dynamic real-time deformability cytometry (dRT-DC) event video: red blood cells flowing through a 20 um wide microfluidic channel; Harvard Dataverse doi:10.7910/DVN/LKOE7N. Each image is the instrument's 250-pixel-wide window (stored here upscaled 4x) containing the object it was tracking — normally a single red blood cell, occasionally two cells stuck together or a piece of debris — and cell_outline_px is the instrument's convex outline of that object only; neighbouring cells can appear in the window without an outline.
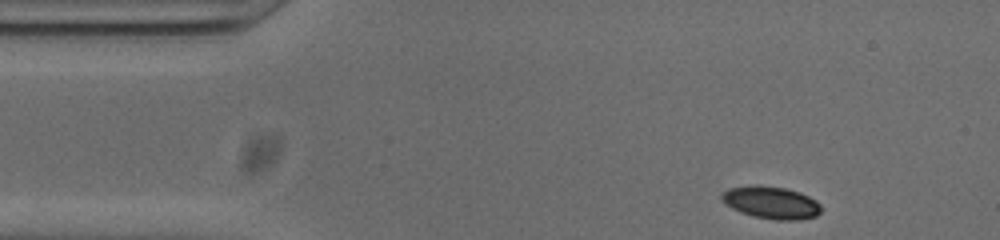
{"species": "common noctule bat (a hibernating species)", "species_latin": "Nyctalus noctula", "temperature_condition": "cold", "stored_images_in_passage": 47, "camera_frame_rate_fps": 3000, "um_per_image_px": 0.085, "animal": {"sex": "male", "body_mass_g": 20.0, "forearm_length_mm": 53.3}, "frame": {"image": 1, "passage_image": 1, "time_ms": 0.0, "image_size_px": [1000, 240], "cell_outline_px": [[820, 212], [816, 216], [800, 220], [776, 220], [756, 216], [740, 212], [732, 208], [720, 200], [720, 196], [728, 188], [756, 184], [784, 188], [800, 192], [816, 200], [820, 204]], "centroid_in_image_um": [65.54, 17.21], "position_along_channel_um": 19.5, "area_um2": 18.79}}
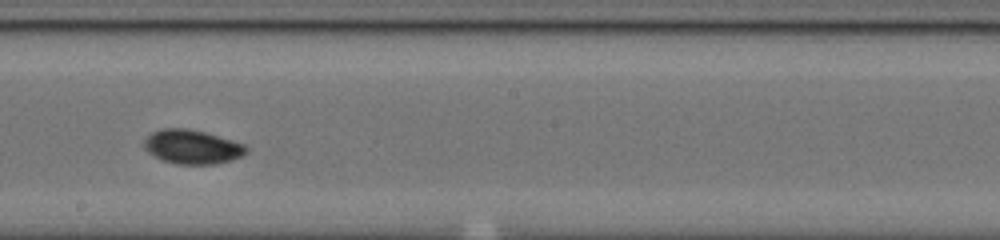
{"frame": {"image": 2, "passage_image": 23, "time_ms": 7.333, "image_size_px": [1000, 240], "cell_outline_px": [[248, 152], [240, 156], [216, 164], [176, 164], [160, 160], [148, 152], [144, 148], [144, 140], [152, 132], [164, 128], [188, 128], [204, 132], [232, 140], [244, 144], [248, 148]], "centroid_in_image_um": [16.31, 12.48], "position_along_channel_um": 231.9, "area_um2": 20.23}}
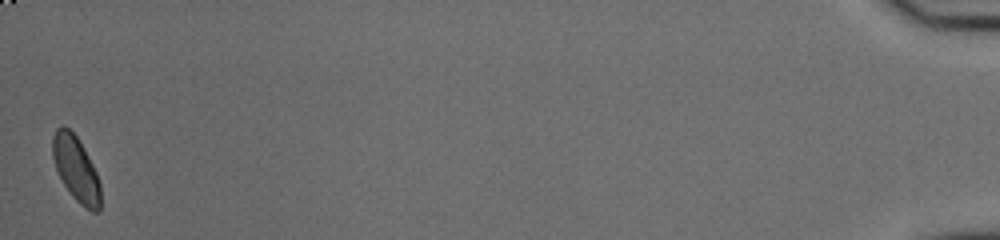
{"frame": {"image": 3, "passage_image": 47, "time_ms": 15.333, "image_size_px": [1000, 240], "cell_outline_px": [[100, 212], [92, 212], [84, 208], [72, 196], [64, 184], [56, 168], [52, 156], [52, 136], [56, 128], [64, 124], [76, 136], [88, 156], [96, 172], [100, 184]], "centroid_in_image_um": [6.45, 14.36], "position_along_channel_um": 428.7, "area_um2": 18.09}, "authors_computed_cell_mechanics": {"area_um2": 19.0162, "velocity_mm_per_s": 3.8186, "shape_relaxation_time_tau1_ms": 4.5281, "shape_relaxation_time_tau2_ms": null, "deformation_change_tau1": 0.1235, "deformation_change_tau2": null}}